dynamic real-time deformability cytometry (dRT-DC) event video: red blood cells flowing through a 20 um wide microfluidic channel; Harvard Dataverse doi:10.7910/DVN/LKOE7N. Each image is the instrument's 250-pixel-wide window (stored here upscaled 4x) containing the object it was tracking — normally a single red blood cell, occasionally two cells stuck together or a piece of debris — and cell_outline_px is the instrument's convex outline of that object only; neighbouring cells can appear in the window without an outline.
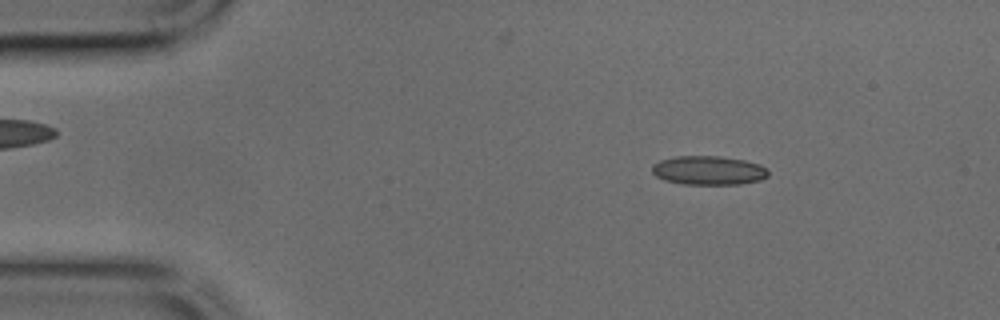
{"species": "common noctule bat (a hibernating species)", "species_latin": "Nyctalus noctula", "temperature_condition": "cold", "stored_images_in_passage": 44, "camera_frame_rate_fps": 3000, "um_per_image_px": 0.085, "animal": {"sex": "male", "body_mass_g": 17.9, "forearm_length_mm": 54.2}, "frame": {"image": 1, "passage_image": 6, "time_ms": 1.667, "image_size_px": [1000, 320], "cell_outline_px": [[768, 176], [760, 180], [740, 184], [684, 184], [664, 180], [656, 176], [652, 172], [652, 164], [660, 160], [676, 156], [720, 156], [744, 160], [760, 164], [768, 168]], "centroid_in_image_um": [60.23, 14.48], "position_along_channel_um": 24.8, "area_um2": 19.71}}
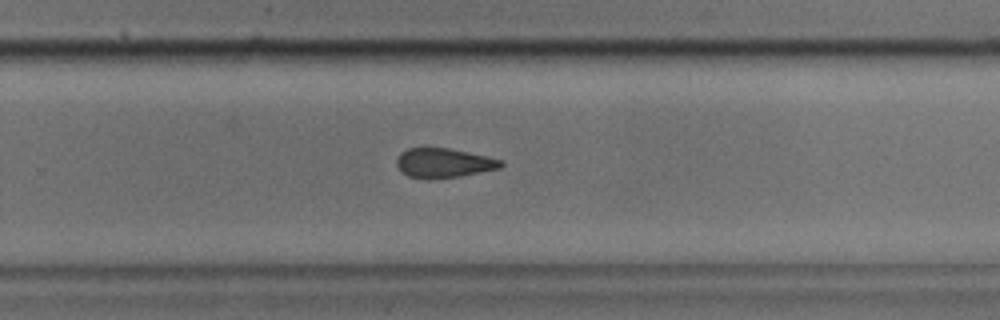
{"frame": {"image": 2, "passage_image": 28, "time_ms": 9.0, "image_size_px": [1000, 320], "cell_outline_px": [[504, 164], [500, 168], [460, 176], [432, 180], [424, 180], [408, 176], [400, 172], [396, 164], [396, 160], [400, 152], [408, 148], [448, 148], [468, 152], [500, 160]], "centroid_in_image_um": [37.64, 13.87], "position_along_channel_um": 292.2, "area_um2": 18.03}}
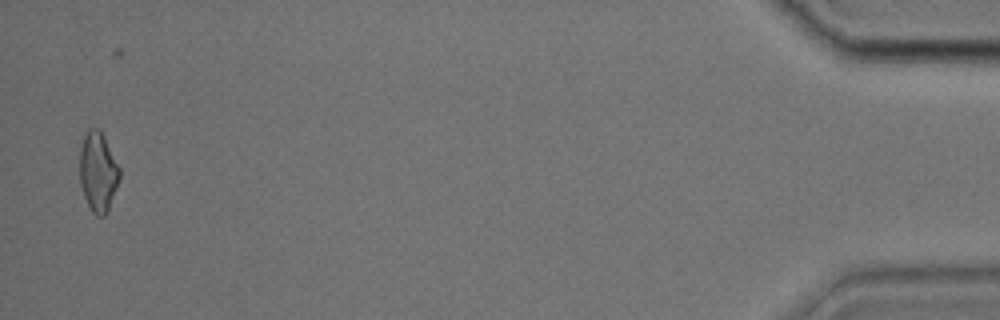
{"frame": {"image": 3, "passage_image": 43, "time_ms": 14.0, "image_size_px": [1000, 320], "cell_outline_px": [[120, 176], [108, 212], [104, 216], [96, 216], [92, 212], [84, 196], [80, 184], [80, 148], [84, 136], [88, 128], [100, 128], [120, 168]], "centroid_in_image_um": [8.33, 14.6], "position_along_channel_um": 426.9, "area_um2": 18.55}}